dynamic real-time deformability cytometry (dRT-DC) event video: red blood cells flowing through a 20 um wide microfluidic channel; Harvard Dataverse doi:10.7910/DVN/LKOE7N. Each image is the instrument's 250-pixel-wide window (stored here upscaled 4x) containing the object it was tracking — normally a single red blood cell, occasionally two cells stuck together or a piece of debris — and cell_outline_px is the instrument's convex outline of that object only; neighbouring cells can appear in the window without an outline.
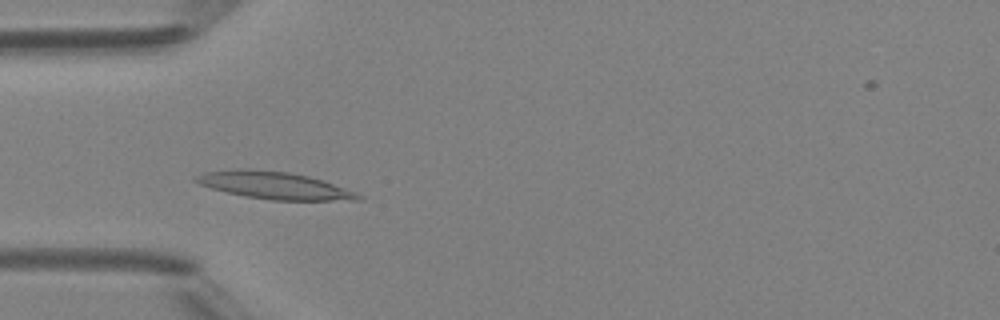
{"species": "Egyptian fruit bat (a non-hibernating species)", "species_latin": "Rousettus aegyptiacus", "temperature_condition": "room temperature", "stored_images_in_passage": 3, "camera_frame_rate_fps": 3000, "um_per_image_px": 0.085, "animal": {"sex": "female"}, "frame": {"image": 1, "passage_image": 3, "time_ms": 2.333, "image_size_px": [1000, 320], "cell_outline_px": [[364, 196], [360, 200], [272, 200], [244, 196], [212, 188], [200, 184], [192, 180], [196, 176], [204, 172], [236, 168], [248, 168], [288, 172], [308, 176], [356, 192]], "centroid_in_image_um": [23.28, 15.75], "position_along_channel_um": 61.7, "area_um2": 25.61}}